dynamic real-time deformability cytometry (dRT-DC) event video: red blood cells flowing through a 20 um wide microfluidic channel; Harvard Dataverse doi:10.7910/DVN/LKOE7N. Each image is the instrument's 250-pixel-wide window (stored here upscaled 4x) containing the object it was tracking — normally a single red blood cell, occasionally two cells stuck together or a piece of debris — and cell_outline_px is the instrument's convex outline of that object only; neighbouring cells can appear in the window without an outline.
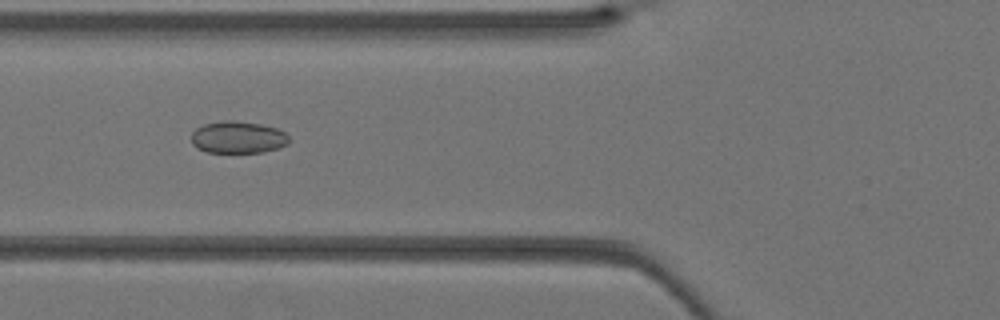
{"species": "Egyptian fruit bat (a non-hibernating species)", "species_latin": "Rousettus aegyptiacus", "temperature_condition": "warm", "stored_images_in_passage": 29, "camera_frame_rate_fps": 3000, "um_per_image_px": 0.085, "animal": {"sex": "female"}, "frame": {"image": 1, "passage_image": 4, "time_ms": 1.0, "image_size_px": [1000, 320], "cell_outline_px": [[288, 144], [280, 148], [264, 152], [208, 152], [196, 148], [192, 144], [192, 132], [196, 128], [204, 124], [224, 120], [232, 120], [260, 124], [276, 128], [284, 132], [288, 136]], "centroid_in_image_um": [20.22, 11.67], "position_along_channel_um": 105.6, "area_um2": 18.26}}
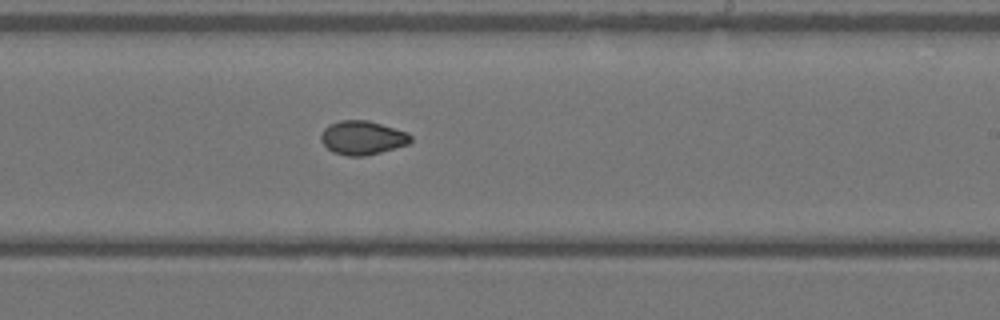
{"frame": {"image": 2, "passage_image": 13, "time_ms": 4.0, "image_size_px": [1000, 320], "cell_outline_px": [[412, 140], [408, 144], [380, 152], [364, 156], [348, 156], [332, 152], [320, 140], [320, 136], [324, 128], [340, 120], [368, 120], [408, 132], [412, 136]], "centroid_in_image_um": [30.81, 11.71], "position_along_channel_um": 258.2, "area_um2": 17.63}}
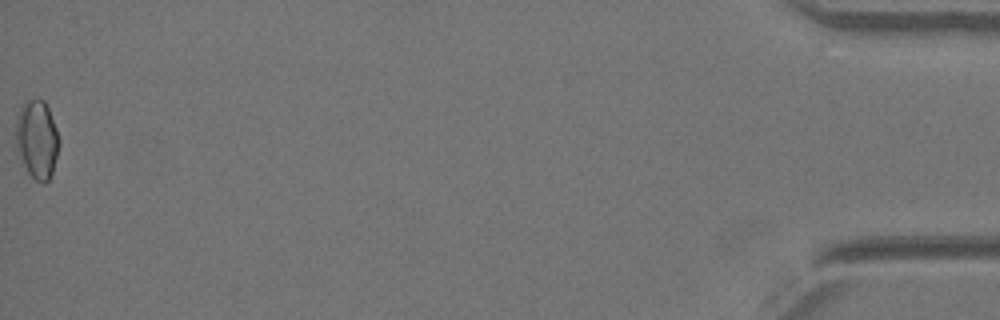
{"frame": {"image": 3, "passage_image": 29, "time_ms": 9.333, "image_size_px": [1000, 320], "cell_outline_px": [[60, 144], [52, 172], [48, 180], [44, 184], [36, 180], [28, 172], [16, 148], [16, 116], [24, 100], [44, 100], [48, 108], [56, 128], [60, 140]], "centroid_in_image_um": [3.14, 11.83], "position_along_channel_um": 432.1, "area_um2": 19.65}}